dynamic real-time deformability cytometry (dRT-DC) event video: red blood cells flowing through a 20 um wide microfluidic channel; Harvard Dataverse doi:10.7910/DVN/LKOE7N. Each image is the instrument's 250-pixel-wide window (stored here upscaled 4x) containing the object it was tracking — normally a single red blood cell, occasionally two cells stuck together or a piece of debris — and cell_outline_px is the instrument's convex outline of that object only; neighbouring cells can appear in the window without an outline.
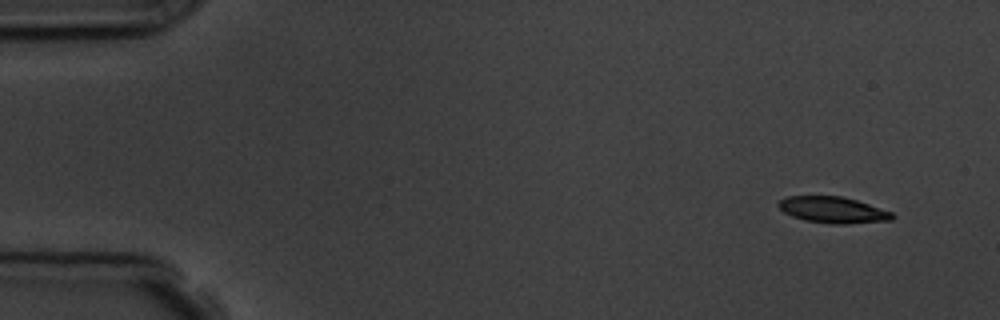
{"species": "common noctule bat (a hibernating species)", "species_latin": "Nyctalus noctula", "temperature_condition": "room temperature", "stored_images_in_passage": 2, "camera_frame_rate_fps": 3000, "um_per_image_px": 0.085, "animal": {"sex": "male", "body_mass_g": 19.5, "forearm_length_mm": 54.6}, "frame": {"image": 1, "passage_image": 2, "time_ms": 1.333, "image_size_px": [1000, 320], "cell_outline_px": [[896, 216], [892, 220], [848, 224], [832, 224], [804, 220], [792, 216], [784, 212], [776, 204], [784, 196], [840, 196], [856, 200], [892, 212]], "centroid_in_image_um": [70.79, 17.84], "position_along_channel_um": 14.2, "area_um2": 17.46}}